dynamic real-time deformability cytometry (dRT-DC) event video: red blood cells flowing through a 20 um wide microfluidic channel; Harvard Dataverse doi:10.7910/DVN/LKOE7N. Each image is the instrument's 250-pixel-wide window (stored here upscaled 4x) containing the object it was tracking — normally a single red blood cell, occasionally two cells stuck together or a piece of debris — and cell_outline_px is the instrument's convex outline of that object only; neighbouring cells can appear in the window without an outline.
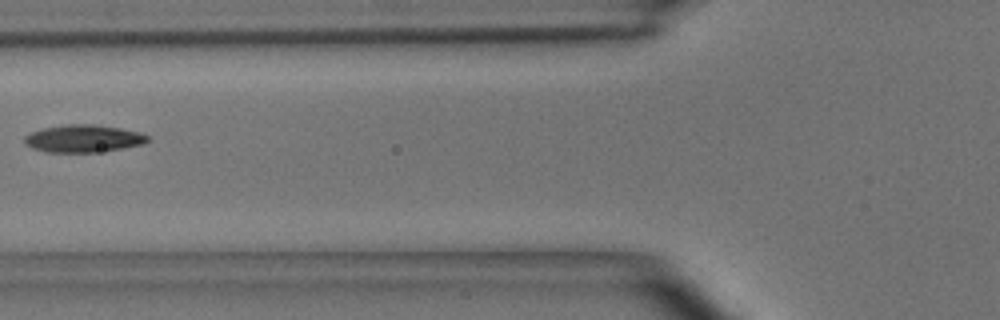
{"species": "common noctule bat (a hibernating species)", "species_latin": "Nyctalus noctula", "temperature_condition": "room temperature", "stored_images_in_passage": 5, "camera_frame_rate_fps": 3000, "um_per_image_px": 0.085, "animal": {"sex": "male", "body_mass_g": 15.6}, "frame": {"image": 1, "passage_image": 4, "time_ms": 1.0, "image_size_px": [1000, 320], "cell_outline_px": [[148, 140], [144, 144], [96, 152], [48, 152], [32, 148], [24, 144], [24, 136], [32, 132], [44, 128], [68, 124], [96, 124], [120, 128], [140, 132], [148, 136]], "centroid_in_image_um": [7.07, 11.77], "position_along_channel_um": 118.7, "area_um2": 19.59}}